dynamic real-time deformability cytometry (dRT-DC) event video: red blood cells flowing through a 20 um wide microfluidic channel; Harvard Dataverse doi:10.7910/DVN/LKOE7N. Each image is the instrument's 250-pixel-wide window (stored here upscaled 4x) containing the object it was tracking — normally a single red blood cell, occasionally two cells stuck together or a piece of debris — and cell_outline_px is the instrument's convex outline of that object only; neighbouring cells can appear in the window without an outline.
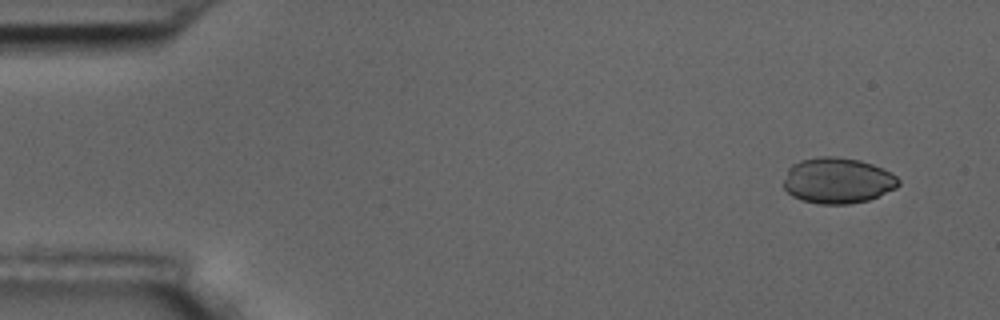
{"species": "common noctule bat (a hibernating species)", "species_latin": "Nyctalus noctula", "temperature_condition": "room temperature", "stored_images_in_passage": 4, "camera_frame_rate_fps": 3000, "um_per_image_px": 0.085, "animal": {"sex": "male", "body_mass_g": 17.5, "forearm_length_mm": 52.3}, "frame": {"image": 1, "passage_image": 1, "time_ms": 0.0, "image_size_px": [1000, 320], "cell_outline_px": [[900, 184], [896, 188], [868, 200], [848, 204], [820, 204], [800, 200], [792, 196], [784, 188], [784, 180], [788, 168], [792, 164], [800, 160], [820, 156], [836, 156], [860, 160], [872, 164], [892, 172], [900, 180]], "centroid_in_image_um": [71.19, 15.34], "position_along_channel_um": 13.8, "area_um2": 30.87}}
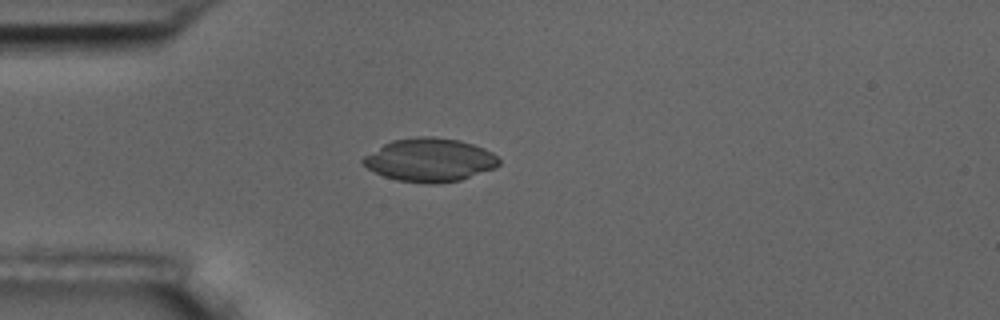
{"frame": {"image": 2, "passage_image": 4, "time_ms": 3.667, "image_size_px": [1000, 320], "cell_outline_px": [[500, 164], [496, 168], [460, 180], [436, 184], [424, 184], [396, 180], [384, 176], [368, 168], [360, 160], [364, 156], [384, 144], [392, 140], [416, 136], [432, 136], [460, 140], [484, 148], [492, 152], [500, 160]], "centroid_in_image_um": [36.55, 13.6], "position_along_channel_um": 48.5, "area_um2": 34.51}}